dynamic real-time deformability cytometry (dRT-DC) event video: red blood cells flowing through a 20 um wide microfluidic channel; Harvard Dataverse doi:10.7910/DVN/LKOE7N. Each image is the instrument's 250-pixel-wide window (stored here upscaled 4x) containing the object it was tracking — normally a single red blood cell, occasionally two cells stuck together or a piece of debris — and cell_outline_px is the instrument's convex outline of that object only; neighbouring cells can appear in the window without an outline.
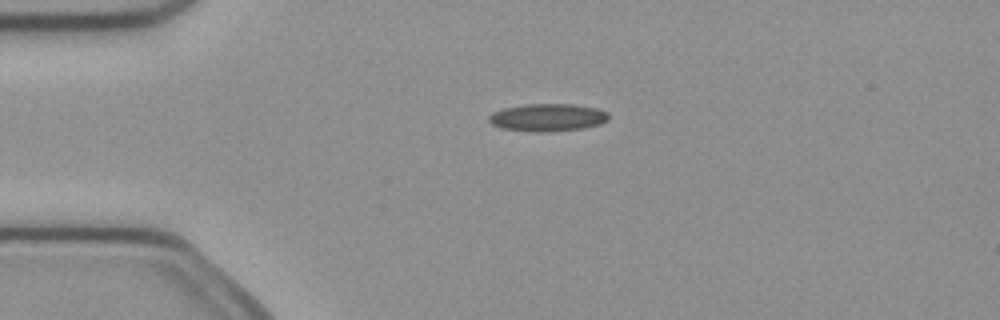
{"species": "common noctule bat (a hibernating species)", "species_latin": "Nyctalus noctula", "temperature_condition": "cold", "stored_images_in_passage": 3, "camera_frame_rate_fps": 3000, "um_per_image_px": 0.085, "animal": {"sex": "female", "body_mass_g": 21.9}, "frame": {"image": 1, "passage_image": 3, "time_ms": 0.667, "image_size_px": [1000, 320], "cell_outline_px": [[608, 120], [600, 124], [584, 128], [548, 132], [536, 132], [504, 128], [492, 124], [488, 120], [488, 116], [492, 112], [504, 108], [524, 104], [572, 104], [596, 108], [608, 112]], "centroid_in_image_um": [46.55, 9.98], "position_along_channel_um": 38.4, "area_um2": 19.25}}